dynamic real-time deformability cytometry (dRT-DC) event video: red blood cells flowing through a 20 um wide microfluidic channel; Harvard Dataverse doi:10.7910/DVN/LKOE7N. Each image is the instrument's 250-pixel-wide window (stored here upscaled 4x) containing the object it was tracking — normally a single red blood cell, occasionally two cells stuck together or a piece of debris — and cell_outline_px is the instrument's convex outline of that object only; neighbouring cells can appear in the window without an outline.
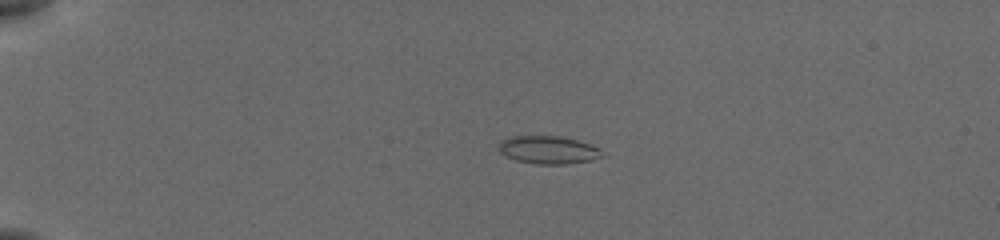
{"species": "common noctule bat (a hibernating species)", "species_latin": "Nyctalus noctula", "temperature_condition": "cold", "stored_images_in_passage": 36, "camera_frame_rate_fps": 3000, "um_per_image_px": 0.085, "animal": {"sex": "female", "body_mass_g": 19.5, "forearm_length_mm": 54.1}, "frame": {"image": 1, "passage_image": 1, "time_ms": 0.0, "image_size_px": [1000, 240], "cell_outline_px": [[604, 156], [592, 160], [564, 164], [536, 164], [516, 160], [500, 152], [500, 140], [512, 136], [560, 136], [592, 144], [600, 148]], "centroid_in_image_um": [46.65, 12.74], "position_along_channel_um": 38.4, "area_um2": 16.76}}
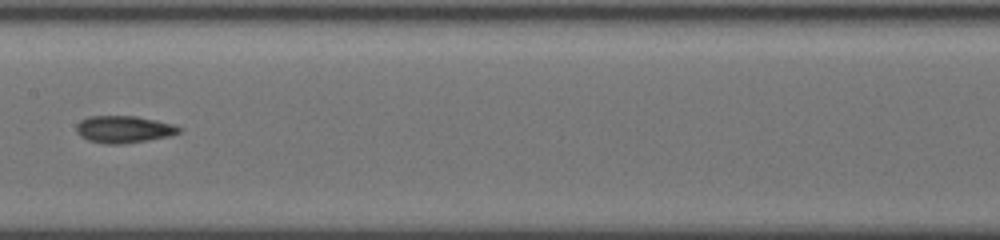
{"frame": {"image": 2, "passage_image": 25, "time_ms": 5.667, "image_size_px": [1000, 240], "cell_outline_px": [[184, 128], [180, 132], [168, 136], [148, 140], [120, 144], [104, 144], [88, 140], [80, 136], [76, 132], [76, 124], [80, 120], [88, 116], [136, 116], [176, 124]], "centroid_in_image_um": [10.53, 10.98], "position_along_channel_um": 196.9, "area_um2": 16.42}}
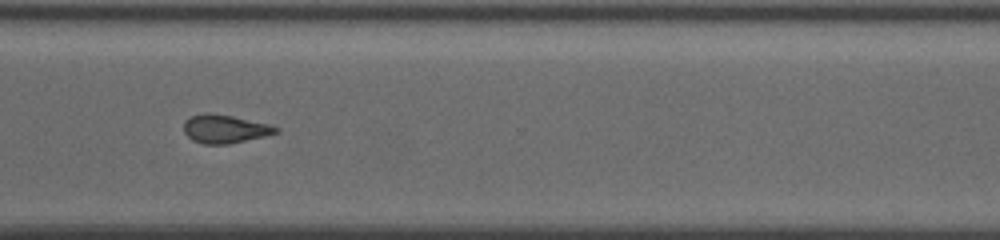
{"frame": {"image": 3, "passage_image": 35, "time_ms": 9.667, "image_size_px": [1000, 240], "cell_outline_px": [[280, 128], [276, 132], [264, 136], [228, 144], [204, 144], [192, 140], [184, 132], [184, 120], [192, 116], [204, 112], [208, 112], [232, 116], [268, 124]], "centroid_in_image_um": [19.06, 10.95], "position_along_channel_um": 351.5, "area_um2": 15.09}}